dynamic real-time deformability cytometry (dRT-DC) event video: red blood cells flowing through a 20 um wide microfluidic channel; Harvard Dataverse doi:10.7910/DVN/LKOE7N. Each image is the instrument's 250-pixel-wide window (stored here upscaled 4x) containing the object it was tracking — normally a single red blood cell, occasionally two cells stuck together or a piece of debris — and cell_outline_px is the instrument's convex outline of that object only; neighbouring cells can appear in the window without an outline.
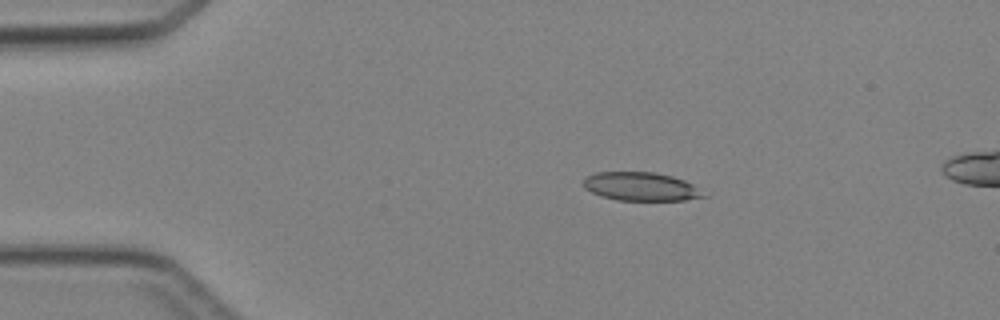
{"species": "Egyptian fruit bat (a non-hibernating species)", "species_latin": "Rousettus aegyptiacus", "temperature_condition": "cold", "stored_images_in_passage": 3, "camera_frame_rate_fps": 3000, "um_per_image_px": 0.085, "animal": {"sex": "female"}, "frame": {"image": 1, "passage_image": 2, "time_ms": 1.333, "image_size_px": [1000, 320], "cell_outline_px": [[708, 196], [684, 200], [616, 200], [600, 196], [584, 188], [584, 180], [588, 176], [596, 172], [656, 172], [672, 176], [684, 180], [692, 184]], "centroid_in_image_um": [54.48, 15.86], "position_along_channel_um": 30.5, "area_um2": 19.88}}